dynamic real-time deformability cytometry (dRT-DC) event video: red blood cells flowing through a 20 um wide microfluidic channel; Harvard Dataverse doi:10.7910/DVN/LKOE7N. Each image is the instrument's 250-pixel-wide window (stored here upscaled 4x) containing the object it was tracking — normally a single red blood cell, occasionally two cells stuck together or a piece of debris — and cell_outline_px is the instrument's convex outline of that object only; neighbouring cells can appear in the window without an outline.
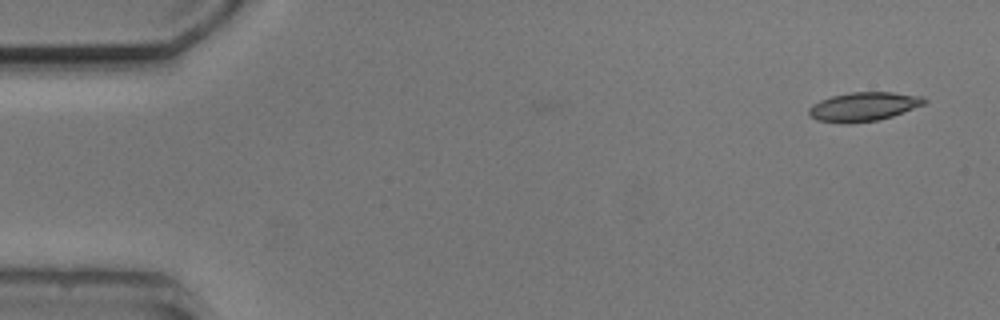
{"species": "common noctule bat (a hibernating species)", "species_latin": "Nyctalus noctula", "temperature_condition": "cold", "stored_images_in_passage": 2, "camera_frame_rate_fps": 3000, "um_per_image_px": 0.085, "animal": {"sex": "male", "body_mass_g": 20.5, "forearm_length_mm": 52.5}, "frame": {"image": 1, "passage_image": 2, "time_ms": 1.0, "image_size_px": [1000, 320], "cell_outline_px": [[928, 100], [924, 104], [892, 116], [876, 120], [852, 124], [840, 124], [816, 120], [808, 112], [808, 108], [812, 104], [820, 100], [832, 96], [852, 92], [892, 92], [924, 96]], "centroid_in_image_um": [73.39, 9.07], "position_along_channel_um": 11.6, "area_um2": 19.59}}